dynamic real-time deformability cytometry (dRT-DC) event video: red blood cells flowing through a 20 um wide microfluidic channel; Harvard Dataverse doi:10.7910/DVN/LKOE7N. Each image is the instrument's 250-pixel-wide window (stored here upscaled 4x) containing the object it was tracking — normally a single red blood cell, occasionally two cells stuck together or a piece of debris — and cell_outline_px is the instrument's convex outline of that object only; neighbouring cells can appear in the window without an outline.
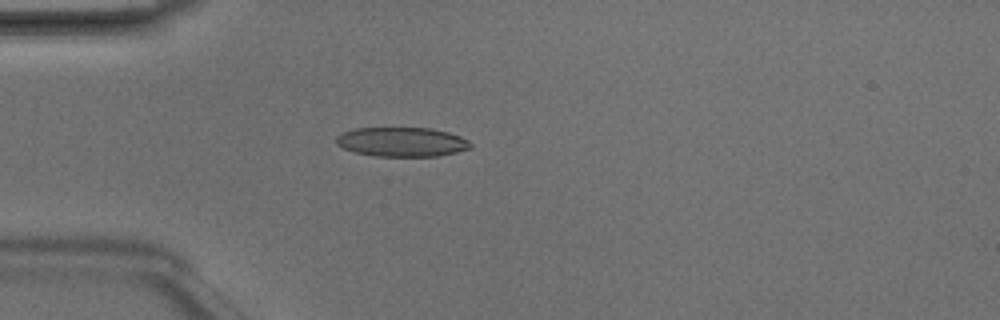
{"species": "Egyptian fruit bat (a non-hibernating species)", "species_latin": "Rousettus aegyptiacus", "temperature_condition": "room temperature", "stored_images_in_passage": 4, "camera_frame_rate_fps": 3000, "um_per_image_px": 0.085, "animal": {"sex": "male"}, "frame": {"image": 1, "passage_image": 4, "time_ms": 1.0, "image_size_px": [1000, 320], "cell_outline_px": [[472, 148], [456, 152], [436, 156], [376, 156], [356, 152], [344, 148], [336, 144], [336, 136], [344, 132], [356, 128], [432, 128], [448, 132], [460, 136], [468, 140], [472, 144]], "centroid_in_image_um": [34.18, 12.06], "position_along_channel_um": 50.8, "area_um2": 22.89}}